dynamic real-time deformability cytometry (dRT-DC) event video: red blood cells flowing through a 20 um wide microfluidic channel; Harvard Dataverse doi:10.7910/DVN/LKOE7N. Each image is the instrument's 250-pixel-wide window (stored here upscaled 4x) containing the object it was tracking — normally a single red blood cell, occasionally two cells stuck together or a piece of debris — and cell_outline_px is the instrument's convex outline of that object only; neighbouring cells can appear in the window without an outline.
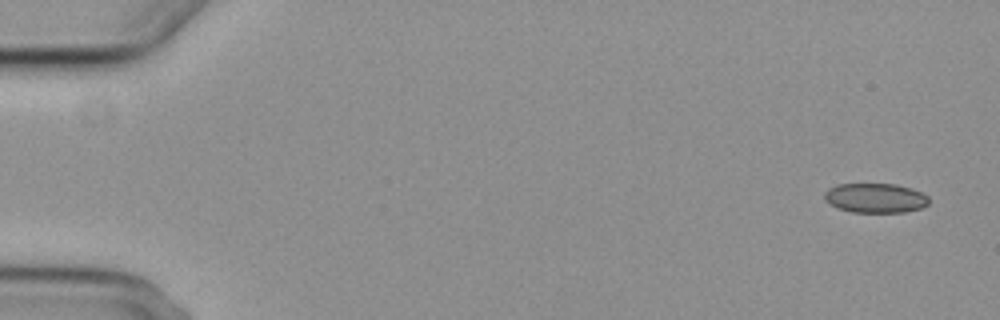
{"species": "common noctule bat (a hibernating species)", "species_latin": "Nyctalus noctula", "temperature_condition": "cold", "stored_images_in_passage": 6, "camera_frame_rate_fps": 3000, "um_per_image_px": 0.085, "animal": {"sex": "female", "body_mass_g": 29.2, "forearm_length_mm": 56.3}, "frame": {"image": 1, "passage_image": 1, "time_ms": 0.0, "image_size_px": [1000, 320], "cell_outline_px": [[928, 204], [920, 208], [904, 212], [852, 212], [836, 208], [824, 200], [824, 192], [828, 188], [836, 184], [896, 184], [912, 188], [928, 196]], "centroid_in_image_um": [74.37, 16.82], "position_along_channel_um": 10.6, "area_um2": 18.09}}
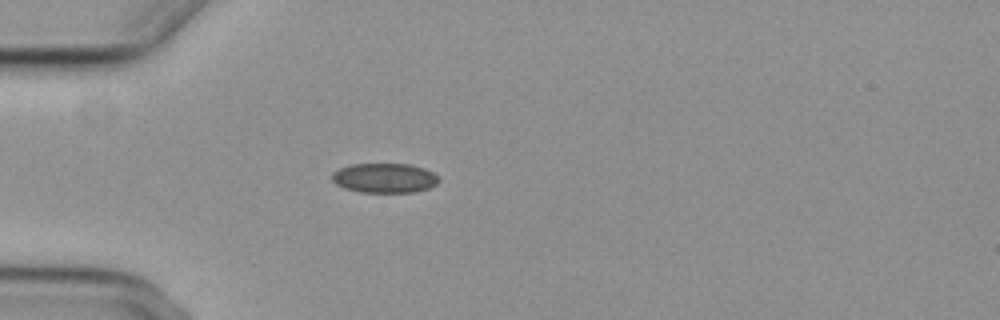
{"frame": {"image": 2, "passage_image": 5, "time_ms": 4.667, "image_size_px": [1000, 320], "cell_outline_px": [[440, 180], [436, 184], [428, 188], [412, 192], [360, 192], [344, 188], [336, 184], [332, 180], [332, 172], [340, 168], [352, 164], [408, 164], [424, 168], [432, 172]], "centroid_in_image_um": [32.66, 15.13], "position_along_channel_um": 52.3, "area_um2": 18.32}}